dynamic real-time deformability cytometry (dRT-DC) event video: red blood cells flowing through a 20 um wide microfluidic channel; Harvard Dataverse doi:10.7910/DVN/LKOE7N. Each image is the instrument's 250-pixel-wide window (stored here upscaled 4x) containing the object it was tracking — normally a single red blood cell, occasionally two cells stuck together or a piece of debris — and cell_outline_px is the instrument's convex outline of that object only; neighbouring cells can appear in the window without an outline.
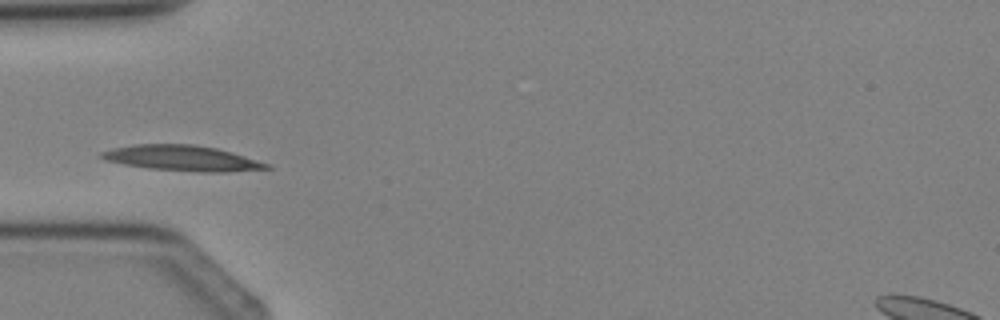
{"species": "Egyptian fruit bat (a non-hibernating species)", "species_latin": "Rousettus aegyptiacus", "temperature_condition": "cold", "stored_images_in_passage": 1, "camera_frame_rate_fps": 3000, "um_per_image_px": 0.085, "animal": {"sex": "female"}, "frame": {"image": 1, "passage_image": 1, "time_ms": 0.0, "image_size_px": [1000, 320], "cell_outline_px": [[272, 168], [228, 172], [196, 172], [148, 168], [124, 164], [104, 160], [96, 156], [100, 152], [112, 148], [136, 144], [192, 144], [216, 148], [232, 152], [272, 164]], "centroid_in_image_um": [15.48, 13.45], "position_along_channel_um": 69.5, "area_um2": 24.74}}